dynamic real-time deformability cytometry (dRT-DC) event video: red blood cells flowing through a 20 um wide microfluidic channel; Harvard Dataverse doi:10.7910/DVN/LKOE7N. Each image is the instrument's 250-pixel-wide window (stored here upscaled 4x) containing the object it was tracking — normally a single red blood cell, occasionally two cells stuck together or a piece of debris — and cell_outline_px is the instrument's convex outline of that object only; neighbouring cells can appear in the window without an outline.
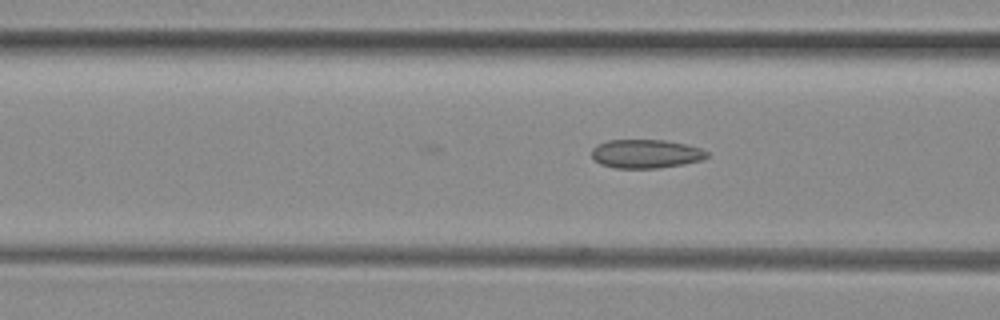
{"species": "common noctule bat (a hibernating species)", "species_latin": "Nyctalus noctula", "temperature_condition": "room temperature", "stored_images_in_passage": 19, "camera_frame_rate_fps": 3000, "um_per_image_px": 0.085, "animal": {"sex": "female", "body_mass_g": 29.2, "forearm_length_mm": 56.3}, "frame": {"image": 1, "passage_image": 19, "time_ms": 6.0, "image_size_px": [1000, 320], "cell_outline_px": [[708, 156], [704, 160], [684, 164], [660, 168], [616, 168], [600, 164], [592, 156], [592, 148], [596, 144], [608, 140], [664, 140], [684, 144], [700, 148], [708, 152]], "centroid_in_image_um": [54.9, 13.08], "position_along_channel_um": 111.7, "area_um2": 19.36}}